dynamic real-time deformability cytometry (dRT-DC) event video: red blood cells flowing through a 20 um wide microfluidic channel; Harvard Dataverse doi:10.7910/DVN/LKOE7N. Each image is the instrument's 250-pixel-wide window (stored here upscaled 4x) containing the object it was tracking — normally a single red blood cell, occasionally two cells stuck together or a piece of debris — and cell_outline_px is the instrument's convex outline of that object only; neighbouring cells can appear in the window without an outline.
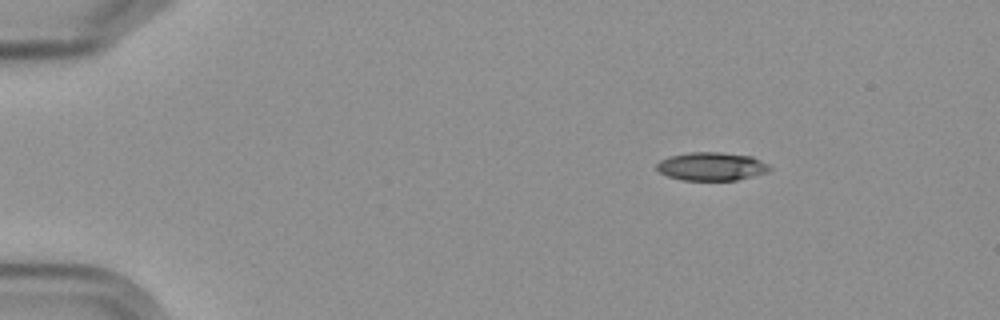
{"species": "Egyptian fruit bat (a non-hibernating species)", "species_latin": "Rousettus aegyptiacus", "temperature_condition": "cold", "stored_images_in_passage": 4, "segment_of_instrument_passage": [1, 2], "camera_frame_rate_fps": 3000, "um_per_image_px": 0.085, "frame": {"image": 1, "passage_image": 1, "time_ms": 0.0, "image_size_px": [1000, 320], "cell_outline_px": [[772, 168], [768, 172], [736, 180], [680, 180], [668, 176], [660, 172], [656, 168], [656, 164], [660, 160], [668, 156], [692, 152], [720, 152], [752, 156], [768, 164]], "centroid_in_image_um": [60.47, 14.14], "position_along_channel_um": 24.5, "area_um2": 18.67}}
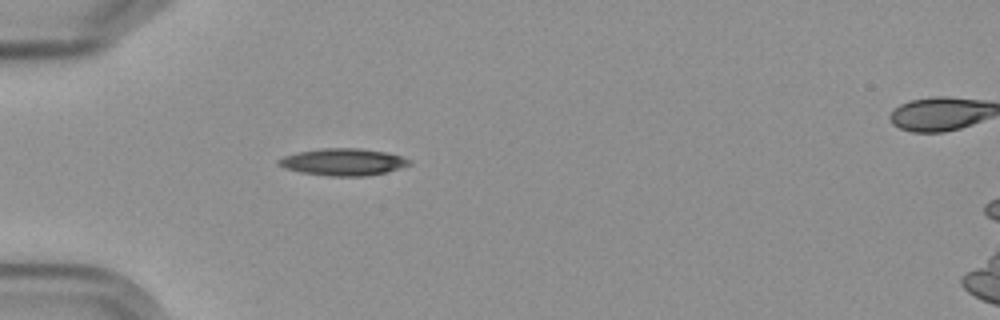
{"frame": {"image": 2, "passage_image": 3, "time_ms": 3.0, "image_size_px": [1000, 320], "cell_outline_px": [[412, 164], [400, 168], [368, 176], [328, 176], [300, 172], [284, 168], [276, 164], [276, 160], [284, 156], [300, 152], [324, 148], [360, 148], [384, 152], [400, 156], [412, 160]], "centroid_in_image_um": [29.15, 13.77], "position_along_channel_um": 55.8, "area_um2": 20.52}}